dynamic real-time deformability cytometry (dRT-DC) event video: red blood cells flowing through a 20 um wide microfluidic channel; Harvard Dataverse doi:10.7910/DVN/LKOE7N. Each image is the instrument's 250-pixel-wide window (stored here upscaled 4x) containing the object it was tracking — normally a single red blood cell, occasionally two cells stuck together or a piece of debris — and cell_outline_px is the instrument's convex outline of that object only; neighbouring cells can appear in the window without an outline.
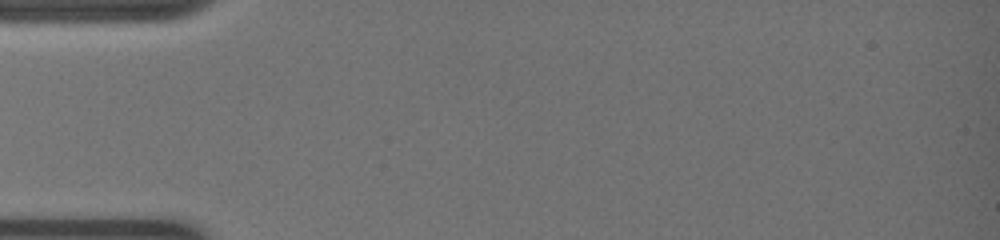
{"species": "common noctule bat (a hibernating species)", "species_latin": "Nyctalus noctula", "temperature_condition": "warm", "stored_images_in_passage": 3, "camera_frame_rate_fps": 3000, "um_per_image_px": 0.085, "animal": {"sex": "female", "body_mass_g": 19.0, "forearm_length_mm": 51.5}, "frame": {"image": 1, "passage_image": 1, "time_ms": 0.0, "image_size_px": [1000, 240], "cell_outline_px": [[152, 184], [148, 188], [132, 192], [52, 192], [12, 188], [12, 184], [32, 180], [124, 180]], "centroid_in_image_um": [6.98, 15.8], "position_along_channel_um": 78.0, "area_um2": 10.46}}